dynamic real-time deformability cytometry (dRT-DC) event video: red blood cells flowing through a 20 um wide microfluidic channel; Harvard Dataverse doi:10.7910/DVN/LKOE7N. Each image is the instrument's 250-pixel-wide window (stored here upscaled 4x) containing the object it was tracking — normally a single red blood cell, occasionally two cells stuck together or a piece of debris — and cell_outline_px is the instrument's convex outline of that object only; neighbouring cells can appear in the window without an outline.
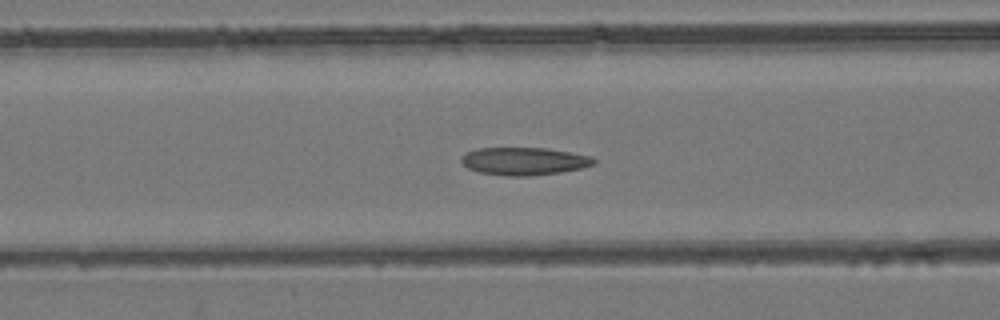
{"species": "common noctule bat (a hibernating species)", "species_latin": "Nyctalus noctula", "temperature_condition": "room temperature", "stored_images_in_passage": 57, "camera_frame_rate_fps": 3000, "um_per_image_px": 0.085, "animal": {"sex": "female", "body_mass_g": 24.6, "forearm_length_mm": 56.2}, "frame": {"image": 1, "passage_image": 23, "time_ms": 7.333, "image_size_px": [1000, 320], "cell_outline_px": [[596, 164], [580, 168], [560, 172], [528, 176], [508, 176], [480, 172], [468, 168], [460, 160], [460, 156], [476, 148], [544, 148], [592, 156], [596, 160]], "centroid_in_image_um": [44.54, 13.7], "position_along_channel_um": 122.1, "area_um2": 21.27}}
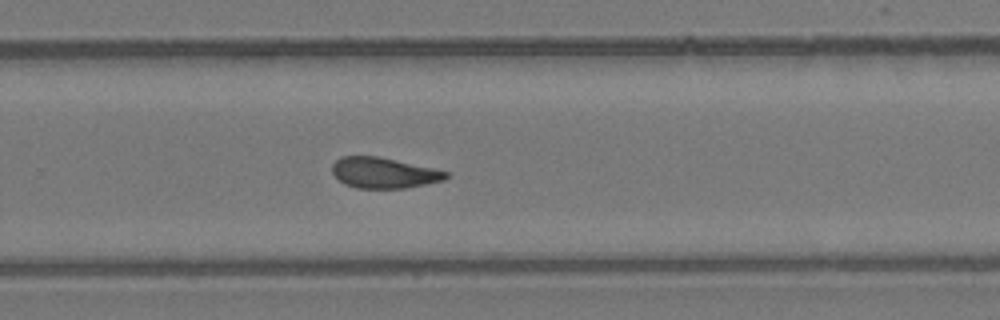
{"frame": {"image": 2, "passage_image": 37, "time_ms": 12.0, "image_size_px": [1000, 320], "cell_outline_px": [[448, 176], [444, 180], [404, 188], [356, 188], [344, 184], [332, 172], [332, 164], [340, 156], [376, 156], [432, 168], [448, 172]], "centroid_in_image_um": [32.58, 14.69], "position_along_channel_um": 297.2, "area_um2": 20.06}}
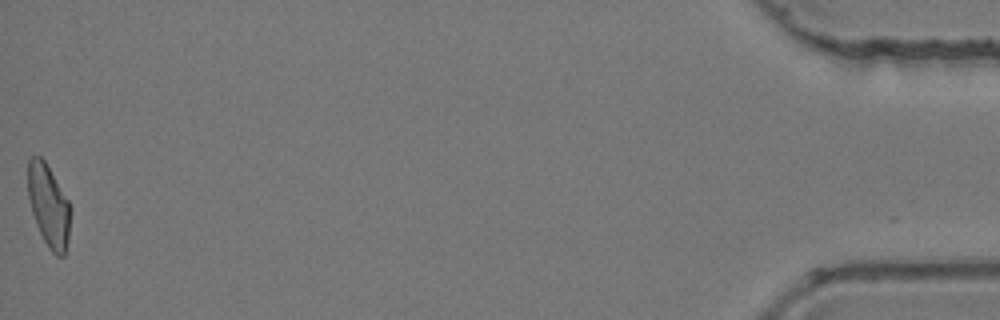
{"frame": {"image": 3, "passage_image": 56, "time_ms": 18.333, "image_size_px": [1000, 320], "cell_outline_px": [[68, 240], [64, 256], [56, 256], [48, 248], [36, 224], [32, 212], [28, 196], [28, 160], [32, 156], [40, 156], [44, 160], [68, 200]], "centroid_in_image_um": [4.1, 17.48], "position_along_channel_um": 431.1, "area_um2": 19.83}, "authors_computed_cell_mechanics": {"area_um2": 21.097, "velocity_mm_per_s": 3.7555, "shape_relaxation_time_tau1_ms": null, "shape_relaxation_time_tau2_ms": 3.2106, "deformation_change_tau1": null, "deformation_change_tau2": 0.1038}}